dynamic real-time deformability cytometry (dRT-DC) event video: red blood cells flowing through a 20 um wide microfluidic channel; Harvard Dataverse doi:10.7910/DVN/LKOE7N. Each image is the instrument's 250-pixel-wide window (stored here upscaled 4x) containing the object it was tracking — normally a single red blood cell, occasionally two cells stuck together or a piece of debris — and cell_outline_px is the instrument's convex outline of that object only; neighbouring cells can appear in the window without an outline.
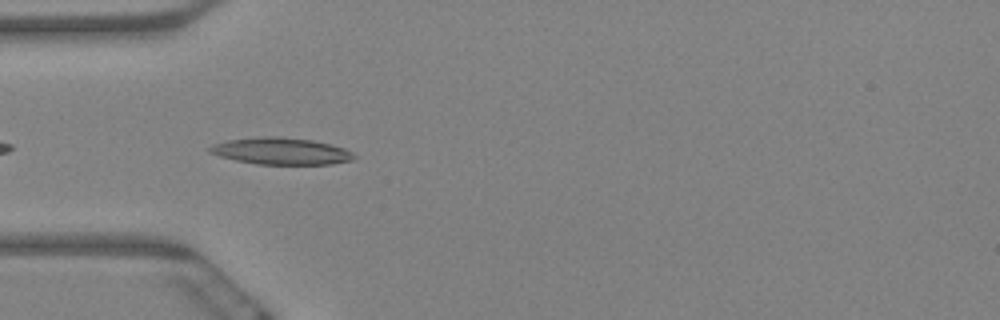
{"species": "Egyptian fruit bat (a non-hibernating species)", "species_latin": "Rousettus aegyptiacus", "temperature_condition": "warm", "stored_images_in_passage": 15, "camera_frame_rate_fps": 3000, "um_per_image_px": 0.085, "animal": {"sex": "female"}, "frame": {"image": 1, "passage_image": 3, "time_ms": 0.667, "image_size_px": [1000, 320], "cell_outline_px": [[356, 160], [332, 164], [256, 164], [236, 160], [220, 156], [208, 152], [208, 148], [212, 144], [228, 140], [264, 136], [280, 136], [312, 140], [344, 148], [352, 152], [356, 156]], "centroid_in_image_um": [23.9, 12.85], "position_along_channel_um": 61.1, "area_um2": 22.6}}
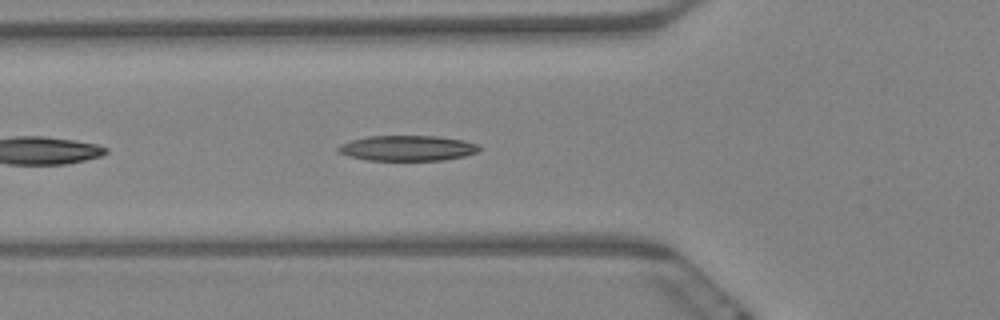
{"frame": {"image": 2, "passage_image": 6, "time_ms": 1.667, "image_size_px": [1000, 320], "cell_outline_px": [[480, 148], [476, 152], [464, 156], [444, 160], [368, 160], [348, 156], [340, 152], [336, 148], [340, 144], [352, 140], [368, 136], [436, 136], [464, 140], [476, 144]], "centroid_in_image_um": [34.61, 12.59], "position_along_channel_um": 91.2, "area_um2": 20.69}}
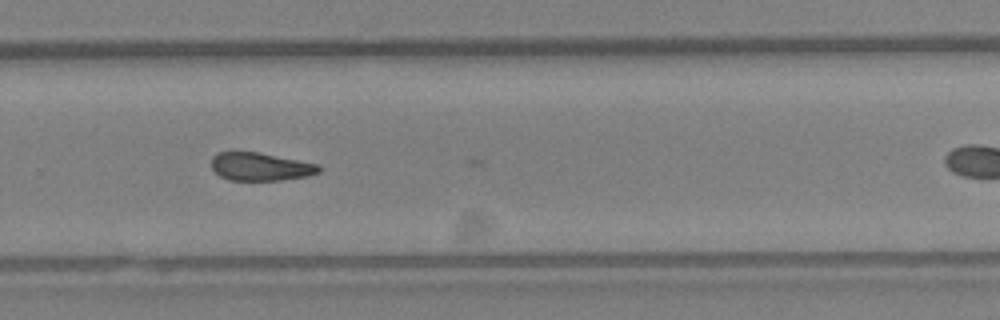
{"frame": {"image": 3, "passage_image": 14, "time_ms": 4.333, "image_size_px": [1000, 320], "cell_outline_px": [[320, 172], [308, 176], [280, 180], [228, 180], [220, 176], [212, 168], [212, 156], [216, 152], [260, 152], [320, 164]], "centroid_in_image_um": [22.15, 14.16], "position_along_channel_um": 307.6, "area_um2": 17.69}}